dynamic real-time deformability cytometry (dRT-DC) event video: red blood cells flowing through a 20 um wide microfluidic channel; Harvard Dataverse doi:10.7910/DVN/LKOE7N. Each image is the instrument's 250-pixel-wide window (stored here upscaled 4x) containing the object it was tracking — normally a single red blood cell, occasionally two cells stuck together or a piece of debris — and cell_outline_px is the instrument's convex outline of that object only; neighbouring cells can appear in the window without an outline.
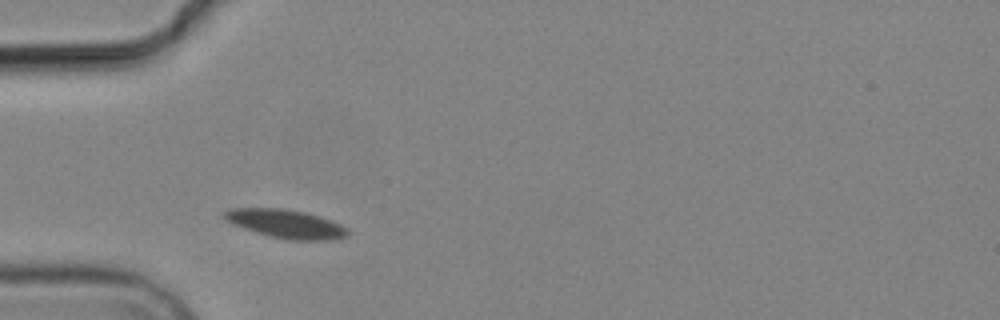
{"species": "common noctule bat (a hibernating species)", "species_latin": "Nyctalus noctula", "temperature_condition": "cold", "stored_images_in_passage": 3, "camera_frame_rate_fps": 3000, "um_per_image_px": 0.085, "animal": {"sex": "male", "body_mass_g": 19.2, "forearm_length_mm": 51.8}, "frame": {"image": 1, "passage_image": 1, "time_ms": 0.0, "image_size_px": [1000, 320], "cell_outline_px": [[348, 236], [336, 240], [288, 240], [268, 236], [232, 224], [224, 220], [220, 216], [220, 212], [232, 208], [284, 208], [304, 212], [340, 224], [348, 228]], "centroid_in_image_um": [24.24, 19.03], "position_along_channel_um": 60.8, "area_um2": 20.75}}
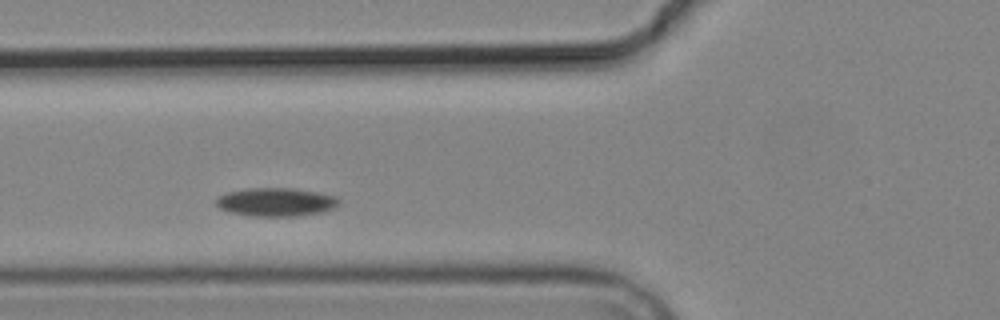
{"frame": {"image": 2, "passage_image": 2, "time_ms": 1.333, "image_size_px": [1000, 320], "cell_outline_px": [[340, 204], [324, 212], [296, 216], [252, 216], [232, 212], [220, 208], [216, 204], [216, 200], [220, 196], [228, 192], [248, 188], [292, 188], [316, 192], [336, 196], [340, 200]], "centroid_in_image_um": [23.5, 17.17], "position_along_channel_um": 102.3, "area_um2": 20.23}}
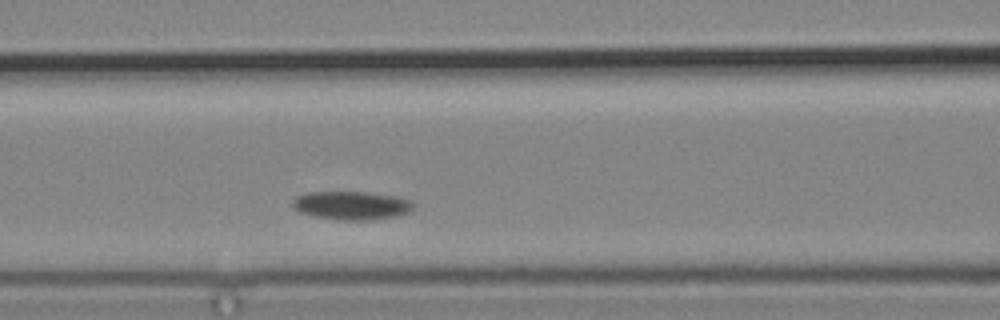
{"frame": {"image": 3, "passage_image": 3, "time_ms": 2.333, "image_size_px": [1000, 320], "cell_outline_px": [[412, 208], [408, 212], [396, 216], [368, 220], [340, 220], [312, 216], [300, 212], [292, 208], [292, 200], [296, 196], [308, 192], [364, 192], [396, 196], [408, 200], [412, 204]], "centroid_in_image_um": [29.8, 17.46], "position_along_channel_um": 136.8, "area_um2": 19.94}}